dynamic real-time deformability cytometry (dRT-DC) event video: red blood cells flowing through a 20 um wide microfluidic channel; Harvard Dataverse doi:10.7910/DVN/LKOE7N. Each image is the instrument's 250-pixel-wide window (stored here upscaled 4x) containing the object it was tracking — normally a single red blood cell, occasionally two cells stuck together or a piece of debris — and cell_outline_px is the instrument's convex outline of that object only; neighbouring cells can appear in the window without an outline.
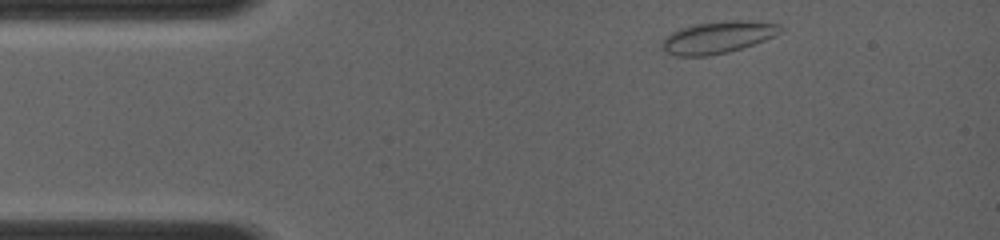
{"species": "common noctule bat (a hibernating species)", "species_latin": "Nyctalus noctula", "temperature_condition": "room temperature", "stored_images_in_passage": 25, "camera_frame_rate_fps": 4000, "um_per_image_px": 0.085, "animal": {"sex": "female", "body_mass_g": 19.0, "forearm_length_mm": 56.7}, "frame": {"image": 1, "passage_image": 1, "time_ms": 0.0, "image_size_px": [1000, 240], "cell_outline_px": [[784, 28], [776, 36], [728, 52], [708, 56], [676, 56], [664, 52], [660, 48], [660, 40], [664, 36], [680, 28], [692, 24], [728, 20], [752, 20], [780, 24]], "centroid_in_image_um": [60.96, 3.16], "position_along_channel_um": 24.0, "area_um2": 22.54}}
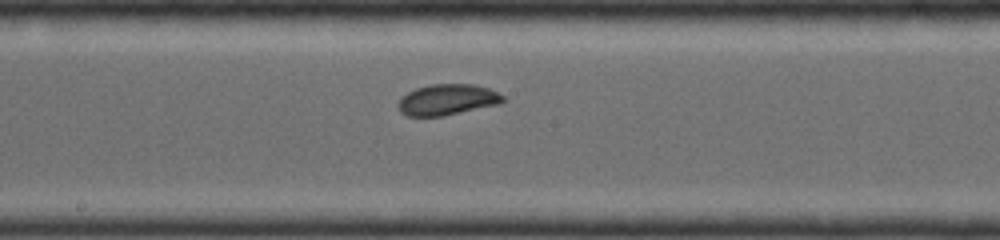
{"frame": {"image": 2, "passage_image": 12, "time_ms": 5.5, "image_size_px": [1000, 240], "cell_outline_px": [[504, 100], [500, 104], [444, 116], [408, 116], [400, 112], [396, 104], [400, 96], [416, 88], [432, 84], [472, 84], [488, 88], [504, 96]], "centroid_in_image_um": [37.98, 8.48], "position_along_channel_um": 210.2, "area_um2": 19.02}}
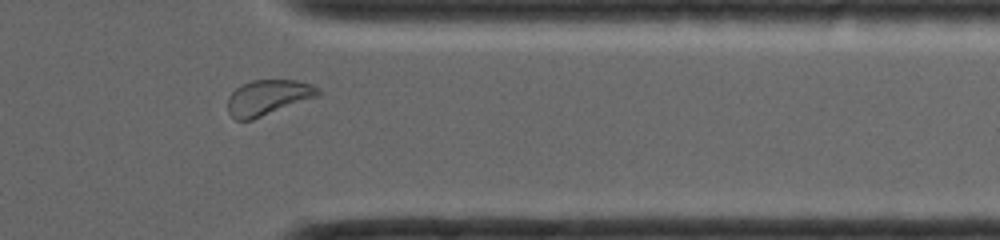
{"frame": {"image": 3, "passage_image": 22, "time_ms": 9.5, "image_size_px": [1000, 240], "cell_outline_px": [[320, 92], [316, 96], [252, 120], [236, 120], [228, 112], [228, 96], [236, 88], [252, 80], [296, 80], [312, 84], [320, 88]], "centroid_in_image_um": [22.75, 8.28], "position_along_channel_um": 388.6, "area_um2": 18.32}}